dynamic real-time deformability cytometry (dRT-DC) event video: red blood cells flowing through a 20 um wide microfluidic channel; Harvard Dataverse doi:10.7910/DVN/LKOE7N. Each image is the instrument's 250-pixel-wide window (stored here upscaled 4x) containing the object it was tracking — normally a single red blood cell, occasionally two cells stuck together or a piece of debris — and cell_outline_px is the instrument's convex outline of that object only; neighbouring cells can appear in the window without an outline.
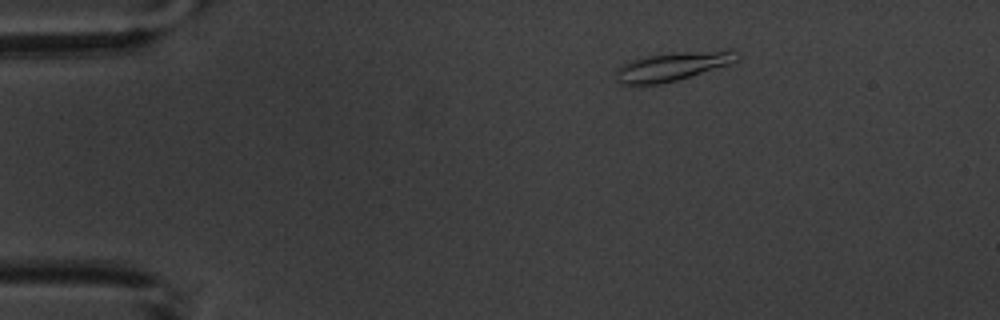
{"species": "common noctule bat (a hibernating species)", "species_latin": "Nyctalus noctula", "temperature_condition": "warm", "stored_images_in_passage": 3, "camera_frame_rate_fps": 3000, "um_per_image_px": 0.085, "animal": {"sex": "male", "body_mass_g": 20.1, "forearm_length_mm": 53.5}, "frame": {"image": 1, "passage_image": 1, "time_ms": 0.0, "image_size_px": [1000, 320], "cell_outline_px": [[744, 56], [740, 60], [728, 64], [676, 80], [660, 84], [620, 84], [616, 80], [616, 72], [628, 60], [648, 56], [672, 52], [732, 48]], "centroid_in_image_um": [57.28, 5.59], "position_along_channel_um": 27.7, "area_um2": 20.58}}